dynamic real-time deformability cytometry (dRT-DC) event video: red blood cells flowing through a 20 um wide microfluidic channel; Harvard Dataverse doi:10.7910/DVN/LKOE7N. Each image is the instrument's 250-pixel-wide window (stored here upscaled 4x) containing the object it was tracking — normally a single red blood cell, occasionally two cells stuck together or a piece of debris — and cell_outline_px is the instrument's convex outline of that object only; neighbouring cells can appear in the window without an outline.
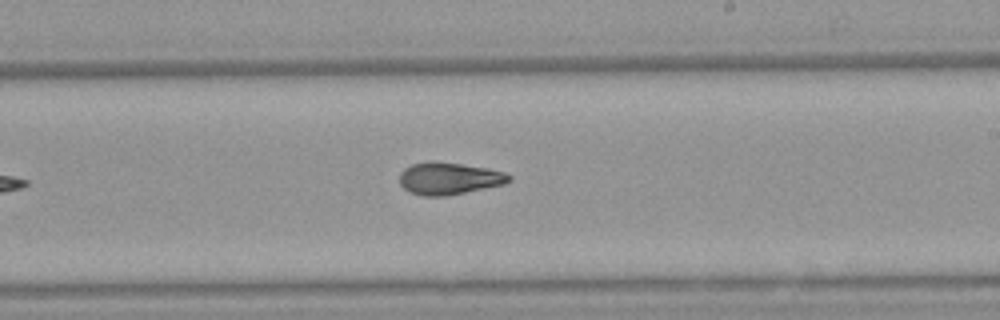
{"species": "Egyptian fruit bat (a non-hibernating species)", "species_latin": "Rousettus aegyptiacus", "temperature_condition": "warm", "stored_images_in_passage": 7, "camera_frame_rate_fps": 3000, "um_per_image_px": 0.085, "animal": {"sex": "female"}, "frame": {"image": 1, "passage_image": 7, "time_ms": 8.0, "image_size_px": [1000, 320], "cell_outline_px": [[512, 180], [504, 184], [444, 196], [420, 196], [408, 192], [400, 184], [400, 172], [404, 168], [412, 164], [432, 160], [488, 168], [504, 172], [512, 176]], "centroid_in_image_um": [38.14, 15.16], "position_along_channel_um": 250.9, "area_um2": 20.58}}